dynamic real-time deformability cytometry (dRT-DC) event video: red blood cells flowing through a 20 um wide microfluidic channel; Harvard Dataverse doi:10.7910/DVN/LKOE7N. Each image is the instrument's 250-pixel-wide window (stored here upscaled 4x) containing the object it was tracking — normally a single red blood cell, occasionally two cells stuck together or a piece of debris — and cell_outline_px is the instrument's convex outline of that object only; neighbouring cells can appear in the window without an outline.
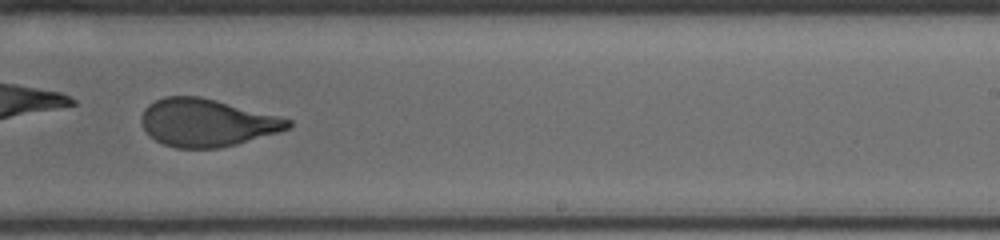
{"species": "human", "species_latin": "Homo sapiens", "temperature_condition": "cold", "stored_images_in_passage": 58, "camera_frame_rate_fps": 3000, "um_per_image_px": 0.085, "donor": {"sex": "male"}, "frame": {"image": 1, "passage_image": 42, "time_ms": 12.667, "image_size_px": [1000, 240], "cell_outline_px": [[292, 124], [288, 128], [280, 132], [236, 144], [220, 148], [176, 148], [164, 144], [156, 140], [144, 128], [140, 120], [144, 108], [148, 104], [164, 96], [200, 96], [216, 100], [292, 120]], "centroid_in_image_um": [17.56, 10.42], "position_along_channel_um": 271.4, "area_um2": 40.4}, "authors_computed_cell_mechanics": {"area_um2": 40.3444, "velocity_mm_per_s": 3.7553, "shape_relaxation_time_tau1_ms": 5.4172, "shape_relaxation_time_tau2_ms": 0.6937, "deformation_change_tau1": 0.1905, "deformation_change_tau2": 0.0752}}